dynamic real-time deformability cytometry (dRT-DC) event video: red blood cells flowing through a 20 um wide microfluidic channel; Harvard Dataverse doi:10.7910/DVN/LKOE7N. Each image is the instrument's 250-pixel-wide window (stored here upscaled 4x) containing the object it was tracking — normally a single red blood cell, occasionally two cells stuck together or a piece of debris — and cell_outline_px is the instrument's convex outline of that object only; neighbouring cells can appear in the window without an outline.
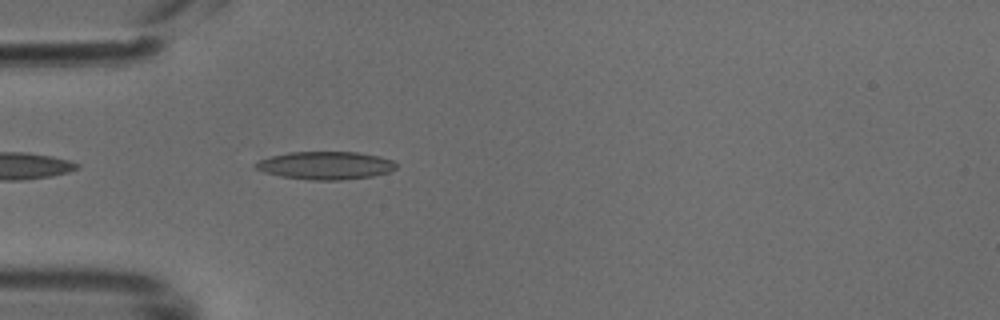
{"species": "common noctule bat (a hibernating species)", "species_latin": "Nyctalus noctula", "temperature_condition": "cold", "stored_images_in_passage": 36, "camera_frame_rate_fps": 3000, "um_per_image_px": 0.085, "animal": {"sex": "male", "body_mass_g": 18.8}, "frame": {"image": 1, "passage_image": 3, "time_ms": 0.667, "image_size_px": [1000, 320], "cell_outline_px": [[396, 168], [388, 172], [372, 176], [340, 180], [312, 180], [280, 176], [264, 172], [256, 168], [252, 164], [260, 160], [272, 156], [288, 152], [356, 152], [380, 156], [392, 160], [396, 164]], "centroid_in_image_um": [27.66, 14.06], "position_along_channel_um": 57.3, "area_um2": 22.77}}
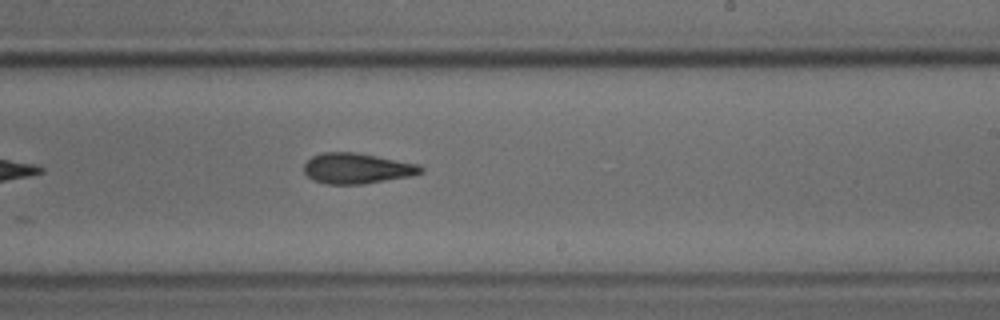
{"frame": {"image": 2, "passage_image": 18, "time_ms": 5.667, "image_size_px": [1000, 320], "cell_outline_px": [[424, 172], [412, 176], [360, 184], [328, 184], [316, 180], [308, 176], [304, 172], [304, 164], [312, 156], [324, 152], [356, 152], [420, 164], [424, 168]], "centroid_in_image_um": [30.38, 14.3], "position_along_channel_um": 258.6, "area_um2": 20.75}}
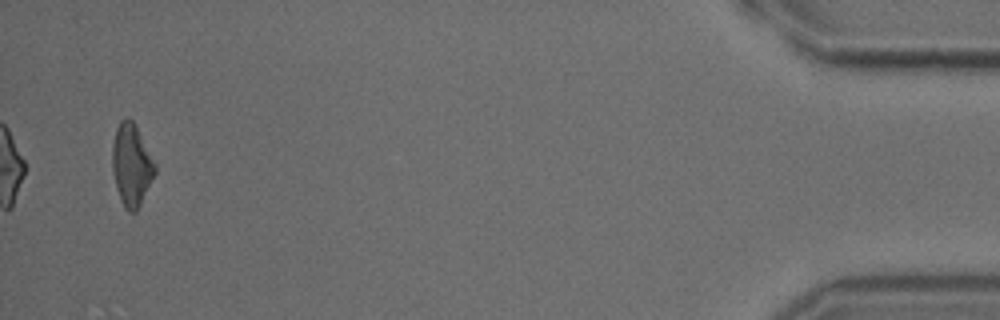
{"frame": {"image": 3, "passage_image": 36, "time_ms": 11.667, "image_size_px": [1000, 320], "cell_outline_px": [[156, 172], [136, 212], [128, 212], [124, 208], [120, 200], [116, 188], [112, 172], [112, 144], [116, 128], [120, 120], [124, 116], [128, 116], [132, 120], [156, 164]], "centroid_in_image_um": [11.15, 14.02], "position_along_channel_um": 424.1, "area_um2": 20.46}}